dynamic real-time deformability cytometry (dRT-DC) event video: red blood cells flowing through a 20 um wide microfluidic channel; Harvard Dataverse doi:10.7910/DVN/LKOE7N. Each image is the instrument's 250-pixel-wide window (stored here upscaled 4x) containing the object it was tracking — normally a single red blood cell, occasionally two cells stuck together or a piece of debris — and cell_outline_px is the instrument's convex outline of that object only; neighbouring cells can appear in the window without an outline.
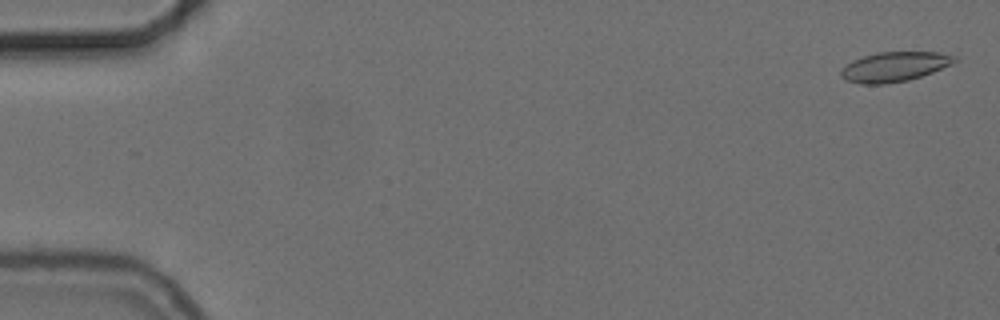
{"species": "common noctule bat (a hibernating species)", "species_latin": "Nyctalus noctula", "temperature_condition": "cold", "stored_images_in_passage": 56, "camera_frame_rate_fps": 3000, "um_per_image_px": 0.085, "animal": {"sex": "female", "body_mass_g": 24.6, "forearm_length_mm": 56.2}, "frame": {"image": 1, "passage_image": 2, "time_ms": 0.333, "image_size_px": [1000, 320], "cell_outline_px": [[956, 60], [952, 64], [932, 72], [908, 80], [884, 84], [860, 84], [844, 80], [840, 76], [840, 72], [852, 60], [876, 52], [936, 52], [956, 56]], "centroid_in_image_um": [76.0, 5.67], "position_along_channel_um": 9.0, "area_um2": 19.54}}
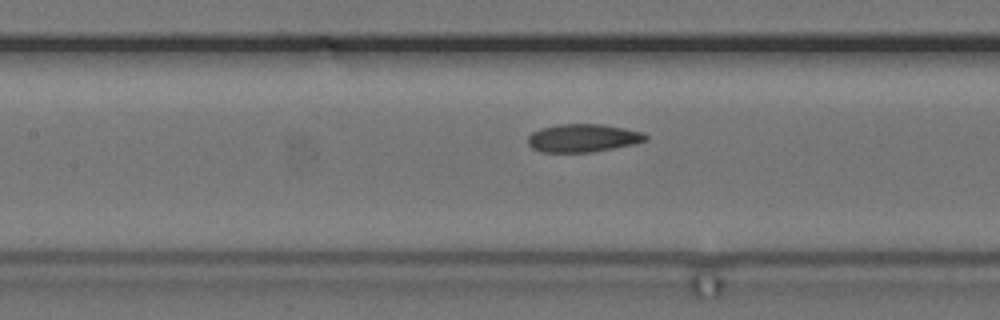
{"frame": {"image": 2, "passage_image": 26, "time_ms": 8.333, "image_size_px": [1000, 320], "cell_outline_px": [[648, 140], [636, 144], [592, 152], [540, 152], [532, 148], [528, 144], [528, 136], [532, 132], [540, 128], [556, 124], [600, 124], [624, 128], [644, 132], [648, 136]], "centroid_in_image_um": [49.56, 11.73], "position_along_channel_um": 157.8, "area_um2": 19.48}}
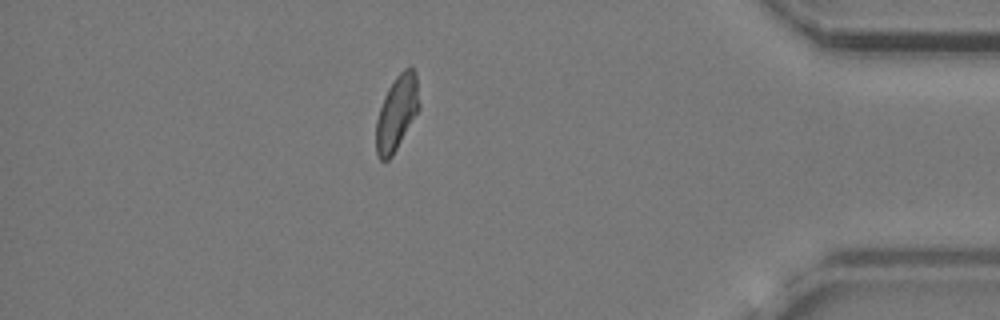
{"frame": {"image": 3, "passage_image": 49, "time_ms": 16.0, "image_size_px": [1000, 320], "cell_outline_px": [[420, 108], [392, 156], [388, 160], [380, 160], [376, 152], [376, 120], [384, 96], [388, 88], [396, 76], [408, 64], [412, 64], [416, 72], [420, 104]], "centroid_in_image_um": [33.74, 9.53], "position_along_channel_um": 401.5, "area_um2": 18.96}, "authors_computed_cell_mechanics": {"area_um2": 19.4208, "velocity_mm_per_s": 3.6995, "shape_relaxation_time_tau1_ms": null, "shape_relaxation_time_tau2_ms": 3.7168, "deformation_change_tau1": null, "deformation_change_tau2": 0.0772}}